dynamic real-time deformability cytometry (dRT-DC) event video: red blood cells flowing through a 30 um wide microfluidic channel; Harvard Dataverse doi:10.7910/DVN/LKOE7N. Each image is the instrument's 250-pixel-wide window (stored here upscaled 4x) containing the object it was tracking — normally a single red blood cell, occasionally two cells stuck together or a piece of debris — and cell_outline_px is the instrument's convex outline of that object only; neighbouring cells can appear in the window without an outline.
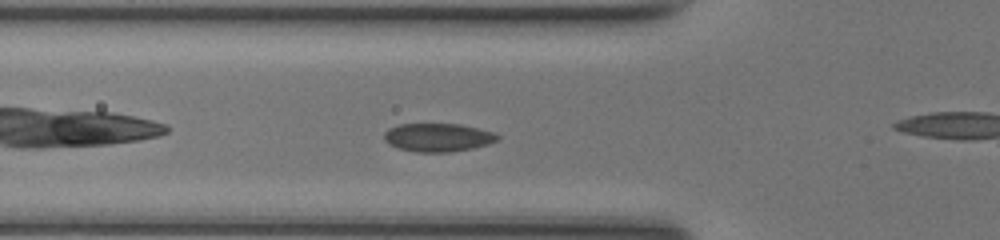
{"species": "common noctule bat (a hibernating species)", "species_latin": "Nyctalus noctula", "temperature_condition": "room temperature", "stored_images_in_passage": 26, "camera_frame_rate_fps": 3000, "um_per_image_px": 0.085, "animal": {"sex": "female", "body_mass_g": 17.0, "forearm_length_mm": 48.0}, "frame": {"image": 1, "passage_image": 4, "time_ms": 1.0, "image_size_px": [1000, 240], "cell_outline_px": [[500, 140], [488, 144], [472, 148], [448, 152], [416, 152], [400, 148], [388, 144], [384, 140], [384, 132], [388, 128], [400, 124], [460, 124], [492, 132], [500, 136]], "centroid_in_image_um": [37.21, 11.68], "position_along_channel_um": 88.6, "area_um2": 18.67}}
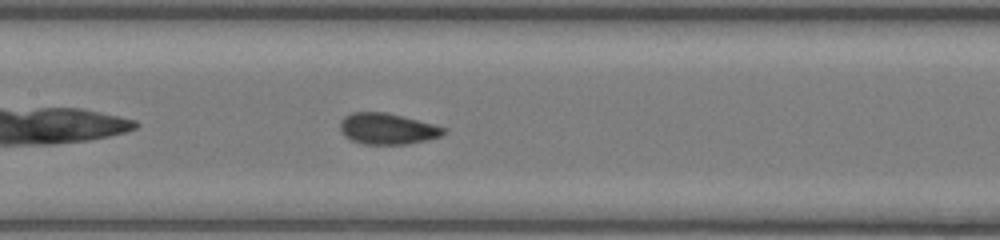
{"frame": {"image": 2, "passage_image": 10, "time_ms": 3.0, "image_size_px": [1000, 240], "cell_outline_px": [[448, 132], [440, 136], [408, 144], [364, 144], [352, 140], [344, 136], [340, 128], [340, 120], [344, 116], [352, 112], [384, 112], [448, 128]], "centroid_in_image_um": [32.91, 10.95], "position_along_channel_um": 174.5, "area_um2": 18.61}}
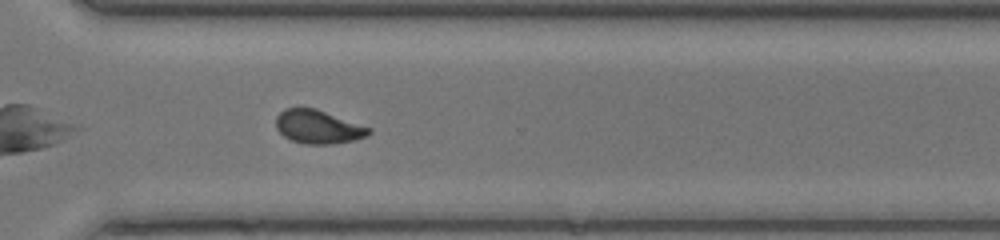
{"frame": {"image": 3, "passage_image": 22, "time_ms": 7.0, "image_size_px": [1000, 240], "cell_outline_px": [[372, 132], [368, 136], [356, 140], [332, 144], [304, 144], [292, 140], [284, 136], [276, 128], [276, 116], [284, 108], [316, 108], [372, 128]], "centroid_in_image_um": [27.07, 10.78], "position_along_channel_um": 343.5, "area_um2": 18.32}}